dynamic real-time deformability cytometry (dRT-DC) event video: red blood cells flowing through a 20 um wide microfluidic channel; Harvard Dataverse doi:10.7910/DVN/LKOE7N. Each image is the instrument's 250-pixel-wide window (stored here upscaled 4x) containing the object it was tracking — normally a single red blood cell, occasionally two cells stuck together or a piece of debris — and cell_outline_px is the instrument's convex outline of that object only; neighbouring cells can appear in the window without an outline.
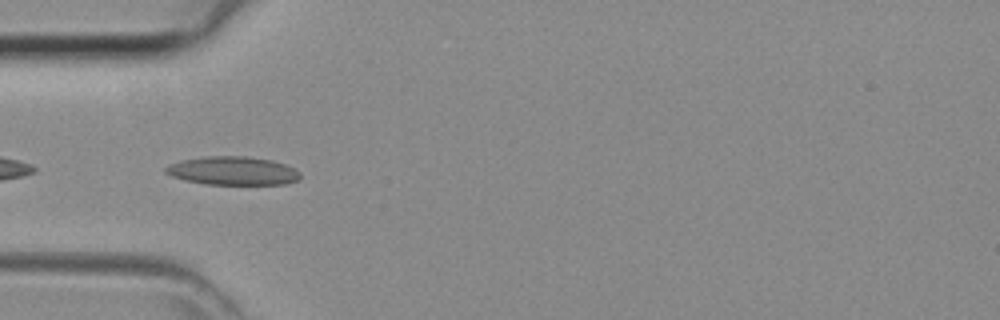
{"species": "common noctule bat (a hibernating species)", "species_latin": "Nyctalus noctula", "temperature_condition": "room temperature", "stored_images_in_passage": 29, "camera_frame_rate_fps": 3000, "um_per_image_px": 0.085, "animal": {"sex": "female", "body_mass_g": 29.2, "forearm_length_mm": 56.3}, "frame": {"image": 1, "passage_image": 5, "time_ms": 1.333, "image_size_px": [1000, 320], "cell_outline_px": [[300, 180], [284, 184], [204, 184], [184, 180], [172, 176], [164, 172], [164, 168], [168, 164], [180, 160], [204, 156], [248, 156], [272, 160], [296, 168], [300, 172]], "centroid_in_image_um": [19.78, 14.51], "position_along_channel_um": 65.2, "area_um2": 22.6}}
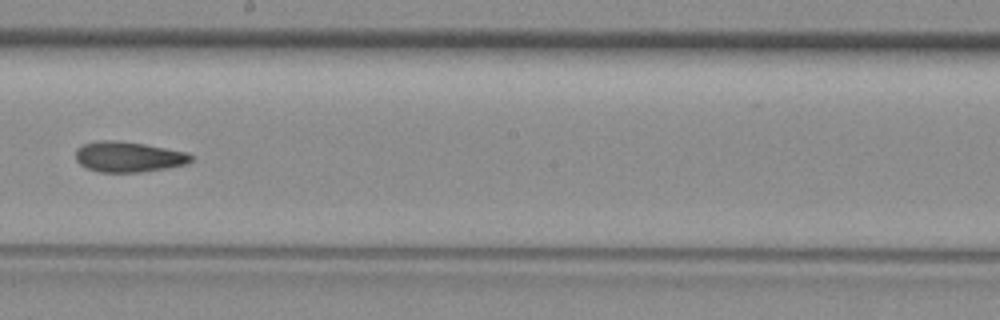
{"frame": {"image": 2, "passage_image": 16, "time_ms": 5.0, "image_size_px": [1000, 320], "cell_outline_px": [[192, 160], [188, 164], [168, 168], [140, 172], [100, 172], [88, 168], [80, 164], [76, 160], [76, 148], [80, 144], [96, 140], [116, 140], [144, 144], [188, 152], [192, 156]], "centroid_in_image_um": [10.91, 13.32], "position_along_channel_um": 237.3, "area_um2": 20.69}}
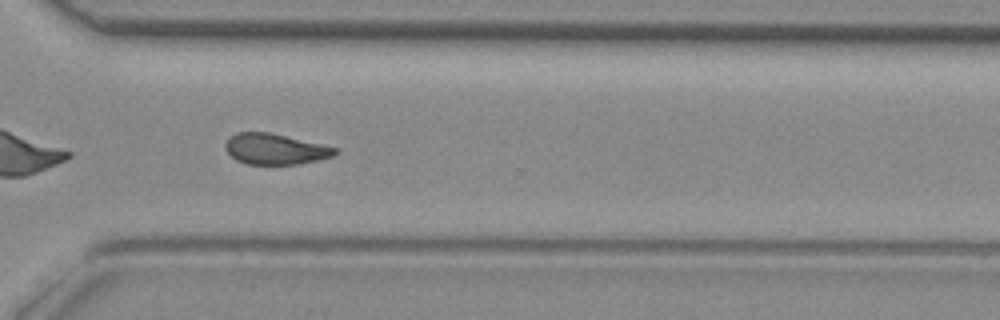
{"frame": {"image": 3, "passage_image": 23, "time_ms": 7.333, "image_size_px": [1000, 320], "cell_outline_px": [[340, 152], [336, 156], [300, 164], [248, 164], [236, 160], [224, 148], [224, 144], [228, 136], [236, 132], [268, 132], [320, 144], [336, 148]], "centroid_in_image_um": [23.37, 12.67], "position_along_channel_um": 347.2, "area_um2": 19.71}}